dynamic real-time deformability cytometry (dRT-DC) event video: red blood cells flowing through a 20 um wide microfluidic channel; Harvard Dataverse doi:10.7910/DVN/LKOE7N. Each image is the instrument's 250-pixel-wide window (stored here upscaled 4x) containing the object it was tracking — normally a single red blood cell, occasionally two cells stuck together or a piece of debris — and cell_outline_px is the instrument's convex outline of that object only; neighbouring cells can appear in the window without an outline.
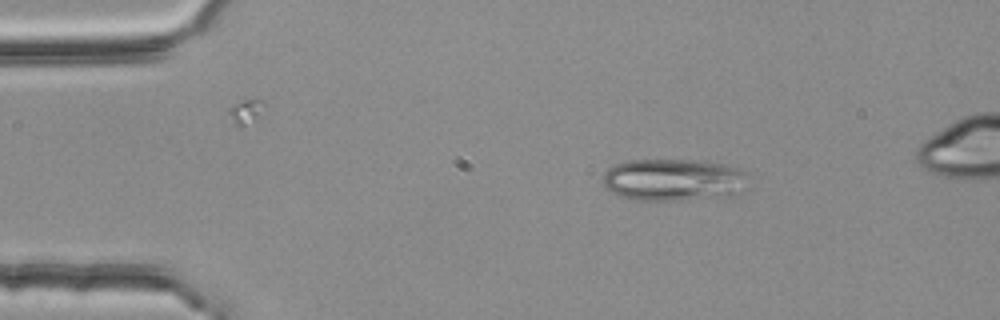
{"species": "common noctule bat (a hibernating species)", "species_latin": "Nyctalus noctula", "temperature_condition": "room temperature", "stored_images_in_passage": 47, "segment_of_instrument_passage": [1, 2], "camera_frame_rate_fps": 3000, "um_per_image_px": 0.085, "animal": {"sex": "female", "body_mass_g": 25.1}, "frame": {"image": 1, "passage_image": 1, "time_ms": 0.0, "image_size_px": [1000, 320], "cell_outline_px": [[748, 188], [744, 192], [732, 200], [640, 200], [620, 196], [604, 188], [604, 172], [612, 164], [628, 160], [704, 160], [728, 164], [740, 168], [748, 172]], "centroid_in_image_um": [57.44, 15.31], "position_along_channel_um": 27.6, "area_um2": 37.63}}
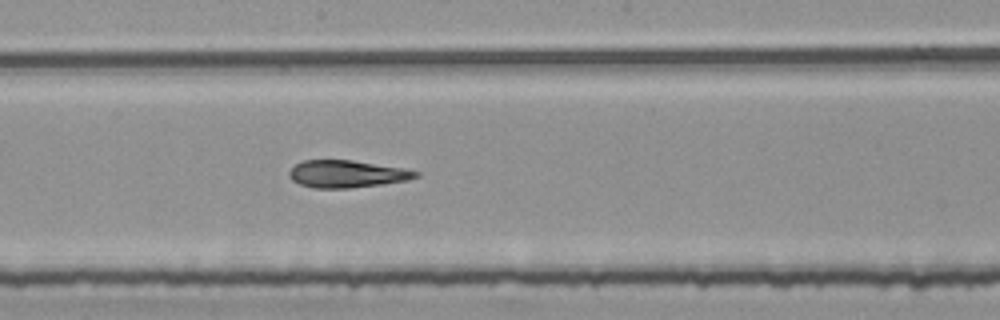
{"frame": {"image": 2, "passage_image": 21, "time_ms": 6.667, "image_size_px": [1000, 320], "cell_outline_px": [[420, 176], [408, 180], [380, 184], [348, 188], [316, 188], [300, 184], [292, 180], [288, 176], [288, 172], [296, 164], [304, 160], [352, 160], [400, 168], [420, 172]], "centroid_in_image_um": [29.46, 14.78], "position_along_channel_um": 218.7, "area_um2": 19.88}}
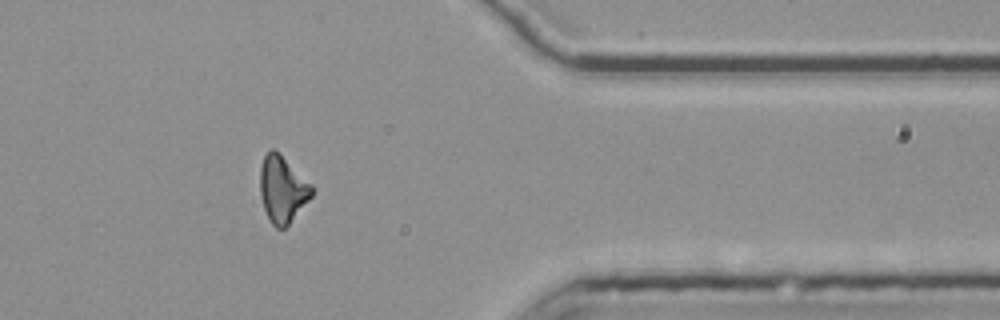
{"frame": {"image": 3, "passage_image": 36, "time_ms": 11.667, "image_size_px": [1000, 320], "cell_outline_px": [[316, 188], [312, 196], [288, 224], [284, 228], [276, 228], [272, 224], [264, 208], [260, 192], [260, 168], [264, 156], [272, 148], [280, 152]], "centroid_in_image_um": [24.03, 16.05], "position_along_channel_um": 387.4, "area_um2": 20.11}}